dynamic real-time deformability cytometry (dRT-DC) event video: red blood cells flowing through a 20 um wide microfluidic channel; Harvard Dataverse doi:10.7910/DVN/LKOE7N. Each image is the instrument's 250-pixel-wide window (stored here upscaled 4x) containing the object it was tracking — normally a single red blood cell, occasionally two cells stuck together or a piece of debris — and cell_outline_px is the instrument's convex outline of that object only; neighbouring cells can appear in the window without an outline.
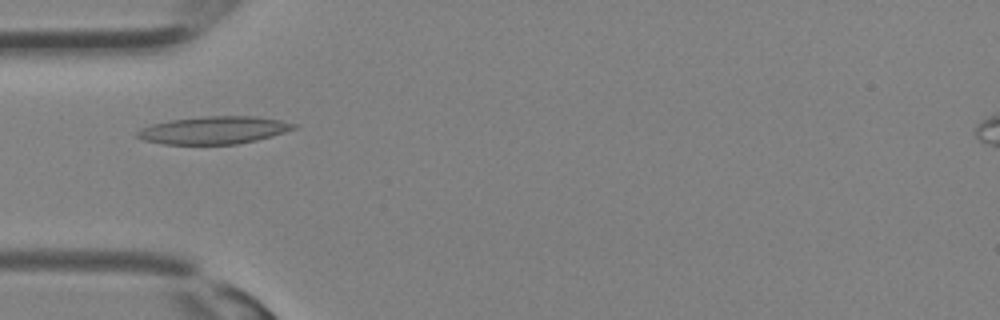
{"species": "Egyptian fruit bat (a non-hibernating species)", "species_latin": "Rousettus aegyptiacus", "temperature_condition": "room temperature", "stored_images_in_passage": 32, "camera_frame_rate_fps": 3000, "um_per_image_px": 0.085, "animal": {"sex": "female"}, "frame": {"image": 1, "passage_image": 10, "time_ms": 3.0, "image_size_px": [1000, 320], "cell_outline_px": [[296, 128], [272, 136], [256, 140], [236, 144], [164, 144], [144, 140], [136, 136], [136, 132], [140, 128], [152, 124], [168, 120], [208, 116], [252, 116], [280, 120], [296, 124]], "centroid_in_image_um": [18.15, 11.06], "position_along_channel_um": 66.9, "area_um2": 25.03}}
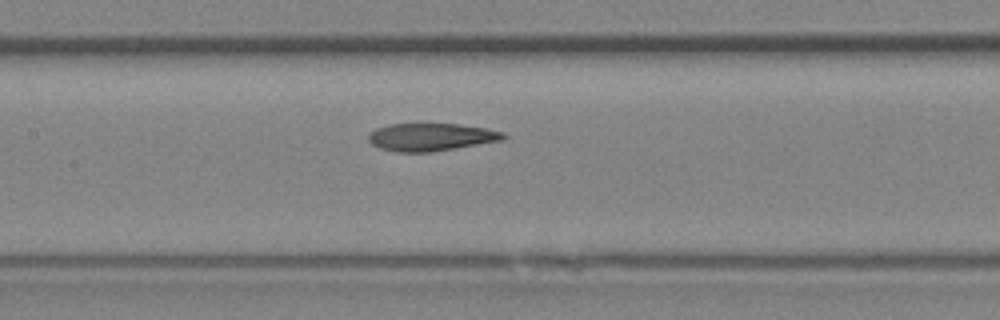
{"frame": {"image": 2, "passage_image": 15, "time_ms": 4.667, "image_size_px": [1000, 320], "cell_outline_px": [[508, 136], [504, 140], [432, 152], [396, 152], [380, 148], [372, 144], [368, 140], [368, 132], [376, 128], [388, 124], [460, 124], [484, 128], [504, 132]], "centroid_in_image_um": [36.63, 11.65], "position_along_channel_um": 170.8, "area_um2": 21.91}}
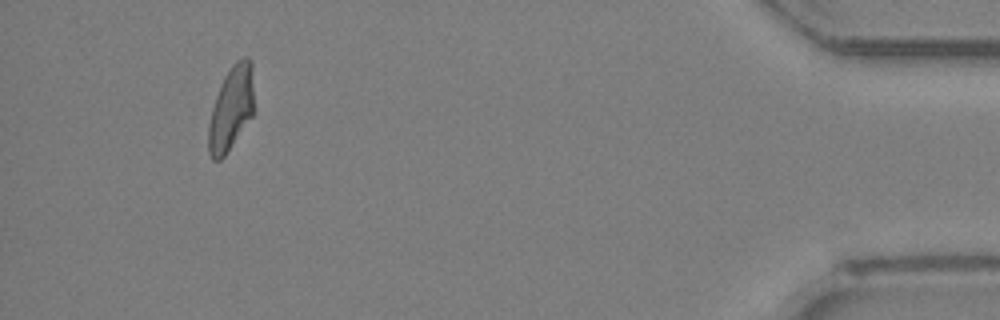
{"frame": {"image": 3, "passage_image": 30, "time_ms": 9.667, "image_size_px": [1000, 320], "cell_outline_px": [[256, 108], [252, 116], [224, 156], [220, 160], [212, 160], [208, 152], [208, 128], [212, 108], [220, 84], [224, 76], [232, 64], [236, 60], [244, 56], [248, 56], [252, 60]], "centroid_in_image_um": [19.69, 9.15], "position_along_channel_um": 415.5, "area_um2": 22.89}}